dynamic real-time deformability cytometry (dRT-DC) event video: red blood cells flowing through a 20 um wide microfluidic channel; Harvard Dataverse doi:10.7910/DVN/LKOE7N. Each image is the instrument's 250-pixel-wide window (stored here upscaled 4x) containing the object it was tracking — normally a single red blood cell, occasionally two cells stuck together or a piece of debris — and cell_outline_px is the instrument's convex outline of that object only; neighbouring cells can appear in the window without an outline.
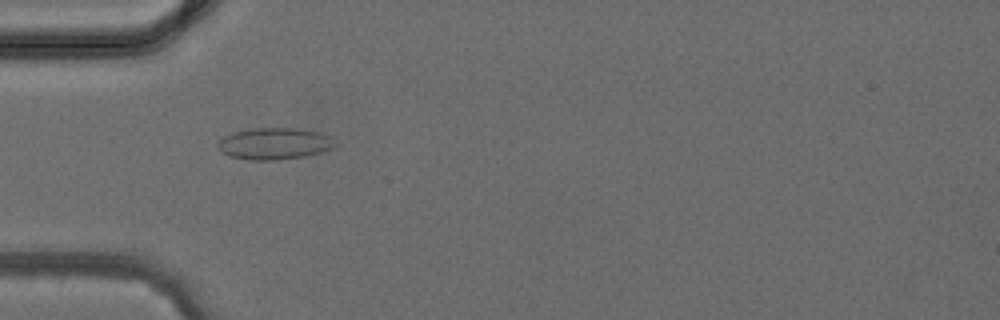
{"species": "common noctule bat (a hibernating species)", "species_latin": "Nyctalus noctula", "temperature_condition": "cold", "stored_images_in_passage": 4, "camera_frame_rate_fps": 3000, "um_per_image_px": 0.085, "animal": {"sex": "female", "body_mass_g": 24.6, "forearm_length_mm": 56.2}, "frame": {"image": 1, "passage_image": 4, "time_ms": 3.667, "image_size_px": [1000, 320], "cell_outline_px": [[336, 144], [332, 148], [320, 152], [304, 156], [276, 160], [252, 160], [228, 156], [216, 144], [224, 136], [232, 132], [252, 128], [296, 128], [320, 132], [332, 136]], "centroid_in_image_um": [23.34, 12.2], "position_along_channel_um": 61.7, "area_um2": 21.62}}